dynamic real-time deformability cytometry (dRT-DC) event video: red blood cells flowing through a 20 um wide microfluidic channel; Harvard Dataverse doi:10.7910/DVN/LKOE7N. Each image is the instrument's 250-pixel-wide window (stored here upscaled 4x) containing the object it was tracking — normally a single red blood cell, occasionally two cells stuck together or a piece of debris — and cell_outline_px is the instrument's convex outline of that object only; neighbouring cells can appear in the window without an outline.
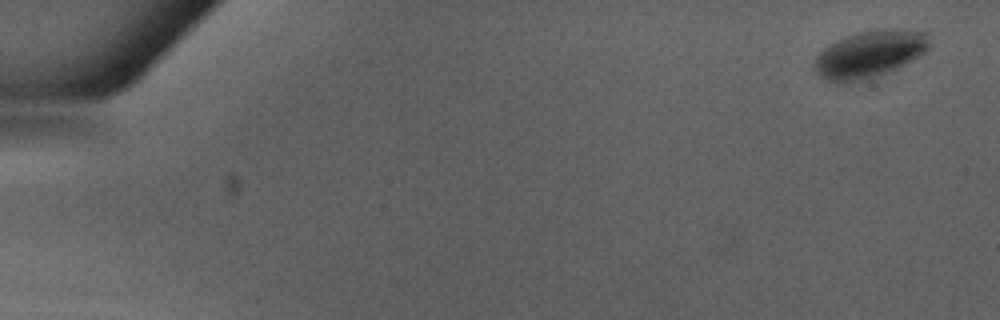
{"species": "Egyptian fruit bat (a non-hibernating species)", "species_latin": "Rousettus aegyptiacus", "temperature_condition": "warm", "stored_images_in_passage": 49, "camera_frame_rate_fps": 3000, "um_per_image_px": 0.085, "animal": {"sex": "male"}, "frame": {"image": 1, "passage_image": 1, "time_ms": 0.0, "image_size_px": [1000, 320], "cell_outline_px": [[928, 48], [920, 56], [896, 68], [860, 80], [836, 84], [820, 76], [816, 72], [812, 64], [816, 56], [828, 44], [848, 36], [860, 32], [928, 32]], "centroid_in_image_um": [73.81, 4.66], "position_along_channel_um": 11.2, "area_um2": 30.06}}
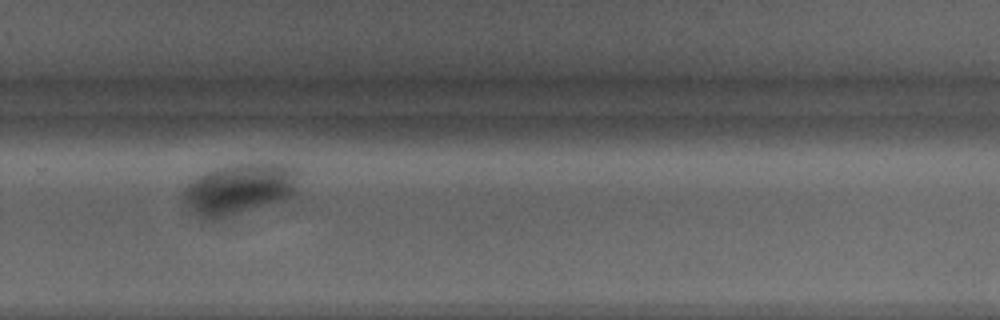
{"frame": {"image": 2, "passage_image": 34, "time_ms": 11.0, "image_size_px": [1000, 320], "cell_outline_px": [[304, 172], [296, 196], [240, 212], [224, 216], [200, 216], [192, 212], [184, 204], [184, 192], [188, 184], [200, 176], [216, 168], [228, 164], [252, 160], [268, 160], [292, 164]], "centroid_in_image_um": [20.57, 15.92], "position_along_channel_um": 309.2, "area_um2": 35.2}}
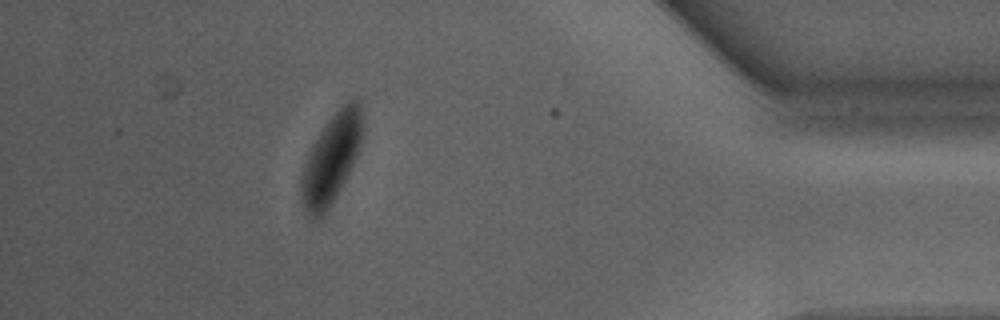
{"frame": {"image": 3, "passage_image": 44, "time_ms": 14.333, "image_size_px": [1000, 320], "cell_outline_px": [[364, 128], [360, 144], [356, 156], [328, 212], [320, 220], [312, 220], [304, 212], [300, 204], [300, 172], [308, 152], [312, 144], [328, 120], [348, 100], [356, 96], [360, 100]], "centroid_in_image_um": [28.12, 13.55], "position_along_channel_um": 407.1, "area_um2": 32.6}}